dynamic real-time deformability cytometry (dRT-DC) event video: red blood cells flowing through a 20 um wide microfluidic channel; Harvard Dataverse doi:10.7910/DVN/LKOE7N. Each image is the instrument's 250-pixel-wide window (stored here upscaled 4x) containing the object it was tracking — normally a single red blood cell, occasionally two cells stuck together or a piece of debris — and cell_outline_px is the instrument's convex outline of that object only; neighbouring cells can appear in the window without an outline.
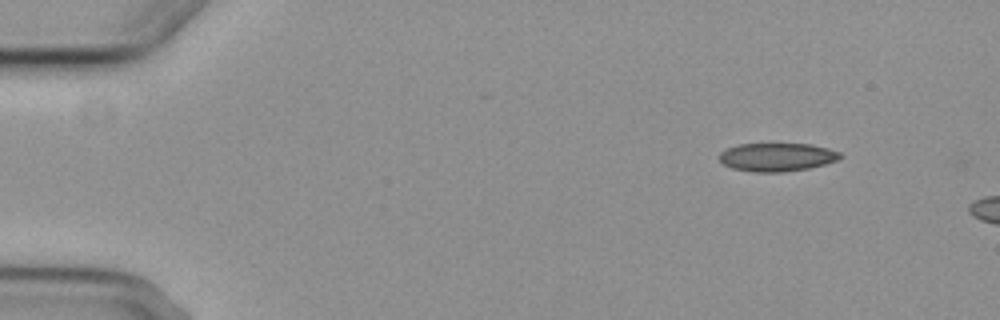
{"species": "common noctule bat (a hibernating species)", "species_latin": "Nyctalus noctula", "temperature_condition": "cold", "stored_images_in_passage": 3, "camera_frame_rate_fps": 3000, "um_per_image_px": 0.085, "animal": {"sex": "female", "body_mass_g": 29.2, "forearm_length_mm": 56.3}, "frame": {"image": 1, "passage_image": 1, "time_ms": 0.0, "image_size_px": [1000, 320], "cell_outline_px": [[844, 156], [836, 160], [824, 164], [808, 168], [784, 172], [752, 172], [732, 168], [724, 164], [720, 160], [720, 152], [728, 148], [740, 144], [812, 144], [828, 148], [840, 152]], "centroid_in_image_um": [66.06, 13.35], "position_along_channel_um": 18.9, "area_um2": 19.88}}